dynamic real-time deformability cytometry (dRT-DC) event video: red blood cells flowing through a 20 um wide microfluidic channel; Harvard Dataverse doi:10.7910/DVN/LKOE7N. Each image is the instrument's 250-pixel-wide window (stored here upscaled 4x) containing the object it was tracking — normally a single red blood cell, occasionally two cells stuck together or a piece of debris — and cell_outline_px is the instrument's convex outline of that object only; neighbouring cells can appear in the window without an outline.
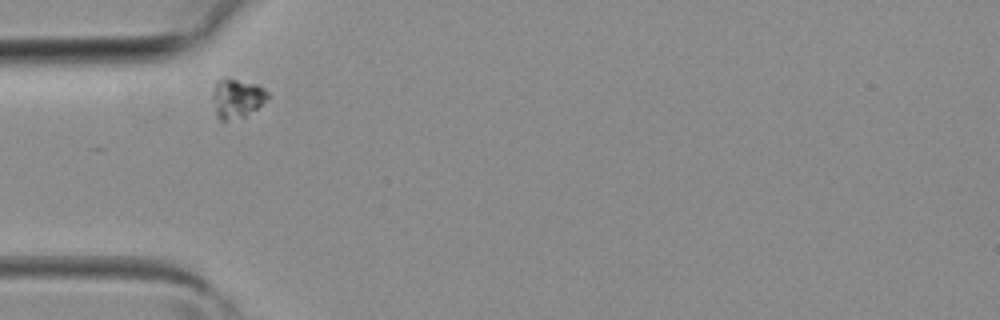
{"species": "common noctule bat (a hibernating species)", "species_latin": "Nyctalus noctula", "temperature_condition": "room temperature", "stored_images_in_passage": 2, "camera_frame_rate_fps": 3000, "um_per_image_px": 0.085, "animal": {"sex": "female", "body_mass_g": 19.3, "forearm_length_mm": 54.1}, "frame": {"image": 1, "passage_image": 1, "time_ms": 0.0, "image_size_px": [1000, 320], "cell_outline_px": [[272, 96], [268, 100], [244, 116], [224, 120], [220, 120], [216, 116], [212, 96], [216, 80], [224, 76], [228, 76], [256, 84], [264, 88]], "centroid_in_image_um": [20.14, 8.29], "position_along_channel_um": 64.9, "area_um2": 12.83}}
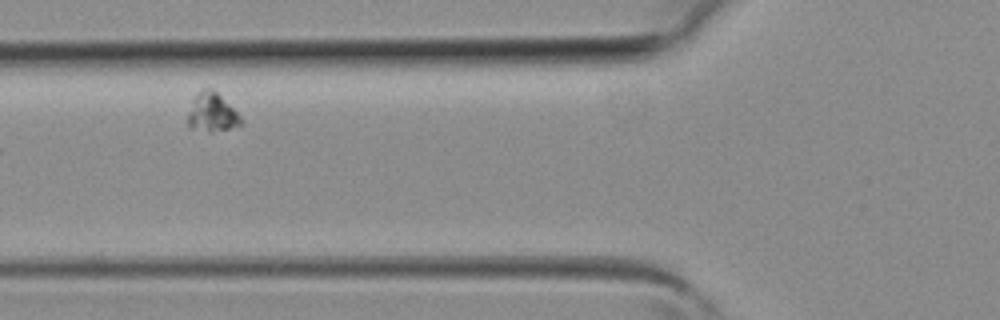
{"frame": {"image": 2, "passage_image": 2, "time_ms": 0.333, "image_size_px": [1000, 320], "cell_outline_px": [[244, 124], [212, 132], [208, 132], [188, 128], [188, 112], [192, 100], [204, 88], [212, 88], [244, 120]], "centroid_in_image_um": [18.0, 9.59], "position_along_channel_um": 107.8, "area_um2": 11.85}}